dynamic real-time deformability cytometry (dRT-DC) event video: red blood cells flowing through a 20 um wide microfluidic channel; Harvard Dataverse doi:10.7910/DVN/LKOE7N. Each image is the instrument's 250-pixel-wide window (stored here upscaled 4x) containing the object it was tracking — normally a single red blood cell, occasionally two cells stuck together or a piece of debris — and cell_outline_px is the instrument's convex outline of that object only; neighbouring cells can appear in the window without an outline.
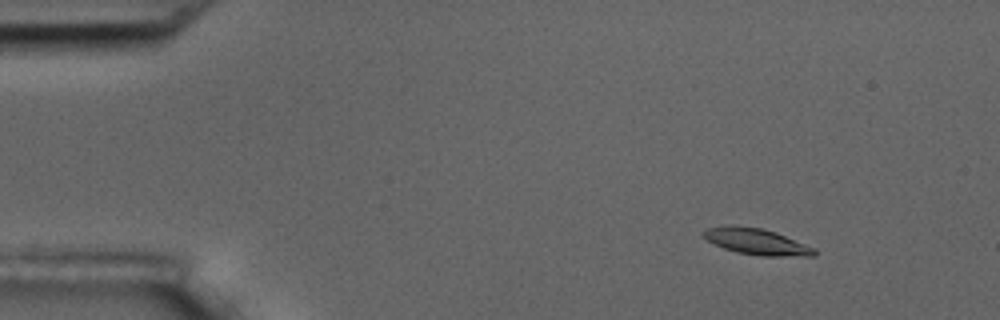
{"species": "common noctule bat (a hibernating species)", "species_latin": "Nyctalus noctula", "temperature_condition": "room temperature", "stored_images_in_passage": 6, "camera_frame_rate_fps": 3000, "um_per_image_px": 0.085, "animal": {"sex": "male", "body_mass_g": 17.5, "forearm_length_mm": 52.3}, "frame": {"image": 1, "passage_image": 3, "time_ms": 2.333, "image_size_px": [1000, 320], "cell_outline_px": [[816, 256], [760, 256], [736, 252], [724, 248], [708, 240], [700, 232], [708, 228], [724, 224], [736, 224], [760, 228], [776, 232], [816, 248]], "centroid_in_image_um": [64.3, 20.52], "position_along_channel_um": 20.7, "area_um2": 17.17}}
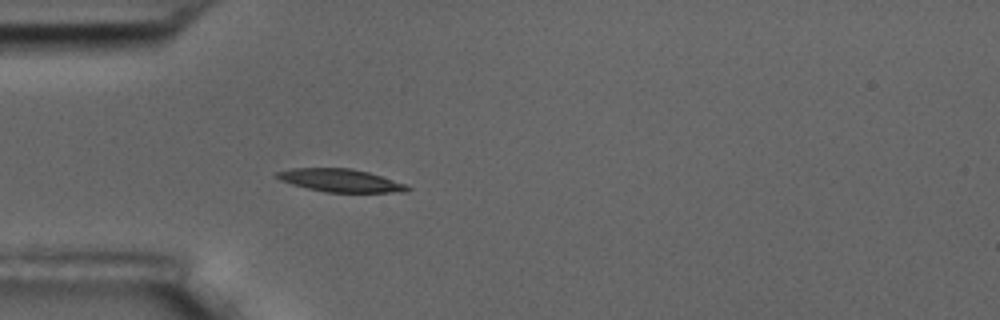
{"frame": {"image": 2, "passage_image": 6, "time_ms": 5.667, "image_size_px": [1000, 320], "cell_outline_px": [[412, 188], [408, 192], [324, 192], [292, 184], [280, 180], [272, 176], [272, 172], [292, 168], [352, 168], [368, 172], [408, 184]], "centroid_in_image_um": [28.92, 15.33], "position_along_channel_um": 56.1, "area_um2": 17.69}}